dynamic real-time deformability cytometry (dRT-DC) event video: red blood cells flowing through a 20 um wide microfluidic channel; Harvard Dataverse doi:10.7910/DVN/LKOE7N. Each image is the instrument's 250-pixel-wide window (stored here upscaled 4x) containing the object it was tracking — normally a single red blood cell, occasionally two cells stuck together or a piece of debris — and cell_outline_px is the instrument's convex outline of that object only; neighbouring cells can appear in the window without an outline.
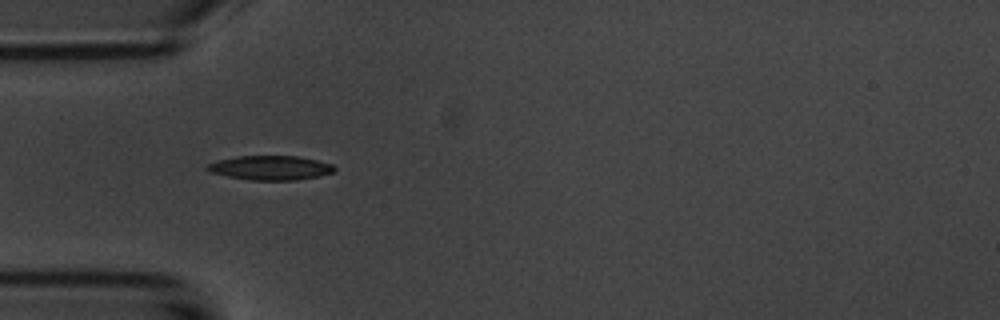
{"species": "common noctule bat (a hibernating species)", "species_latin": "Nyctalus noctula", "temperature_condition": "room temperature", "stored_images_in_passage": 7, "camera_frame_rate_fps": 3000, "um_per_image_px": 0.085, "animal": {"sex": "male", "body_mass_g": 20.1, "forearm_length_mm": 53.5}, "frame": {"image": 1, "passage_image": 1, "time_ms": 0.0, "image_size_px": [1000, 320], "cell_outline_px": [[336, 168], [332, 172], [320, 176], [296, 180], [252, 180], [228, 176], [212, 172], [204, 168], [208, 164], [216, 160], [236, 156], [296, 156], [316, 160], [332, 164]], "centroid_in_image_um": [22.97, 14.26], "position_along_channel_um": 62.0, "area_um2": 17.92}}
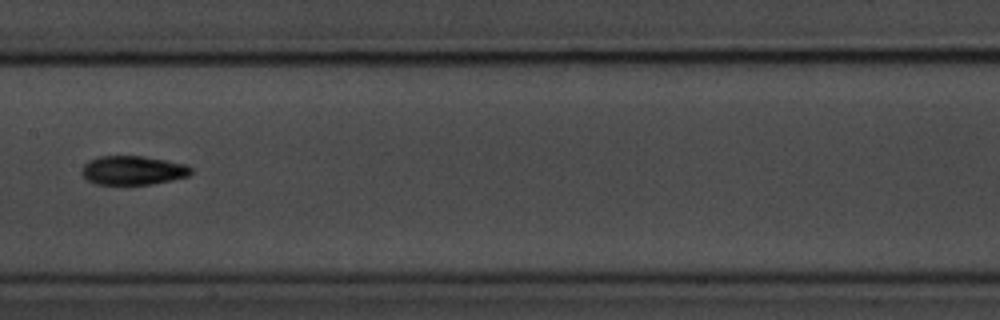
{"frame": {"image": 2, "passage_image": 4, "time_ms": 3.667, "image_size_px": [1000, 320], "cell_outline_px": [[192, 172], [188, 176], [172, 180], [152, 184], [96, 184], [88, 180], [80, 172], [84, 164], [88, 160], [100, 156], [144, 156], [188, 164], [192, 168]], "centroid_in_image_um": [11.31, 14.47], "position_along_channel_um": 196.1, "area_um2": 18.55}}
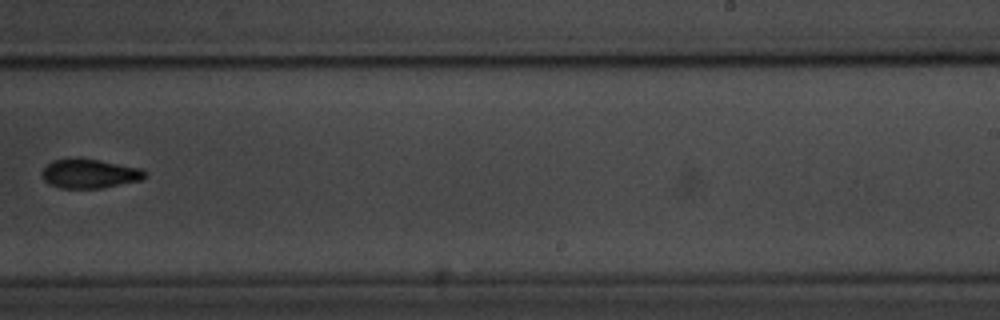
{"frame": {"image": 3, "passage_image": 6, "time_ms": 6.0, "image_size_px": [1000, 320], "cell_outline_px": [[148, 176], [140, 180], [100, 188], [60, 188], [44, 180], [44, 168], [52, 160], [72, 156], [80, 156], [140, 168], [148, 172]], "centroid_in_image_um": [7.63, 14.72], "position_along_channel_um": 281.4, "area_um2": 17.69}}